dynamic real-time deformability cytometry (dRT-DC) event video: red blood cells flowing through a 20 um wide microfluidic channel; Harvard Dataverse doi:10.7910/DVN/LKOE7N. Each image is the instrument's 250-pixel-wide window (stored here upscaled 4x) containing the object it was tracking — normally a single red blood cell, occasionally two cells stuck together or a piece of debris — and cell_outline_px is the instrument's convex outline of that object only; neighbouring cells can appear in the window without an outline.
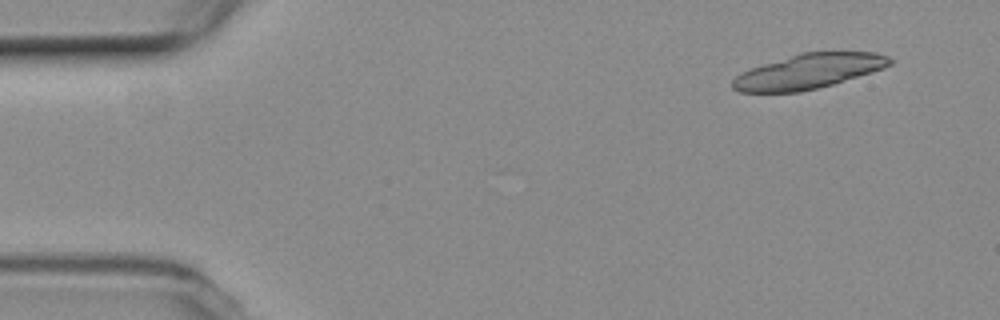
{"species": "common noctule bat (a hibernating species)", "species_latin": "Nyctalus noctula", "temperature_condition": "room temperature", "stored_images_in_passage": 11, "camera_frame_rate_fps": 3000, "um_per_image_px": 0.085, "animal": {"sex": "female", "body_mass_g": 19.3, "forearm_length_mm": 54.1}, "frame": {"image": 1, "passage_image": 4, "time_ms": 1.0, "image_size_px": [1000, 320], "cell_outline_px": [[892, 64], [884, 68], [872, 72], [832, 84], [800, 92], [740, 92], [732, 88], [732, 80], [740, 72], [764, 64], [804, 52], [876, 52], [888, 56], [892, 60]], "centroid_in_image_um": [68.74, 6.07], "position_along_channel_um": 16.3, "area_um2": 31.5}}